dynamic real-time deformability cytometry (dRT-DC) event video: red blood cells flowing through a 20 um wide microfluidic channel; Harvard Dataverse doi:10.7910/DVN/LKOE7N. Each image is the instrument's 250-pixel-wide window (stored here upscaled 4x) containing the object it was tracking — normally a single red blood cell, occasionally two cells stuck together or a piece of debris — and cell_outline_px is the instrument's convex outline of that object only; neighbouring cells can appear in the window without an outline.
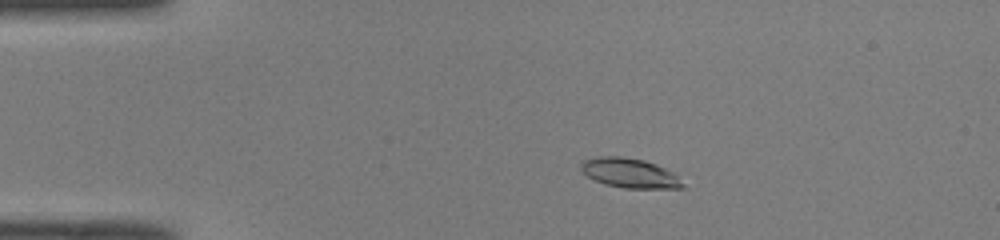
{"species": "common noctule bat (a hibernating species)", "species_latin": "Nyctalus noctula", "temperature_condition": "room temperature", "stored_images_in_passage": 49, "camera_frame_rate_fps": 3000, "um_per_image_px": 0.085, "animal": {"sex": "male", "body_mass_g": 19.0, "forearm_length_mm": 50.8}, "frame": {"image": 1, "passage_image": 9, "time_ms": 2.667, "image_size_px": [1000, 240], "cell_outline_px": [[684, 188], [624, 188], [604, 184], [588, 176], [580, 168], [580, 164], [584, 160], [600, 156], [620, 156], [644, 160], [656, 164], [676, 172], [684, 184]], "centroid_in_image_um": [53.58, 14.71], "position_along_channel_um": 31.4, "area_um2": 17.63}}
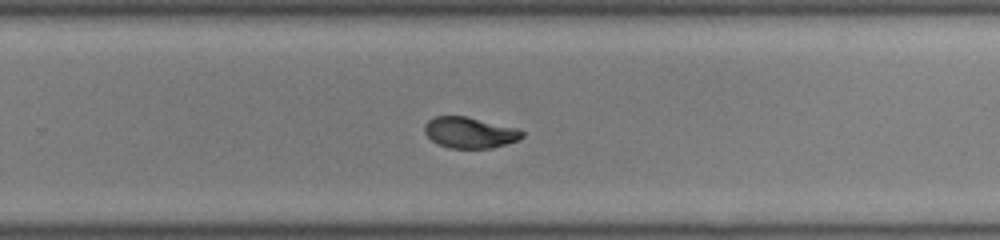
{"frame": {"image": 2, "passage_image": 32, "time_ms": 10.333, "image_size_px": [1000, 240], "cell_outline_px": [[524, 136], [520, 140], [492, 148], [448, 148], [436, 144], [424, 132], [424, 124], [428, 120], [436, 116], [464, 116], [516, 128], [524, 132]], "centroid_in_image_um": [39.91, 11.28], "position_along_channel_um": 289.9, "area_um2": 17.63}}
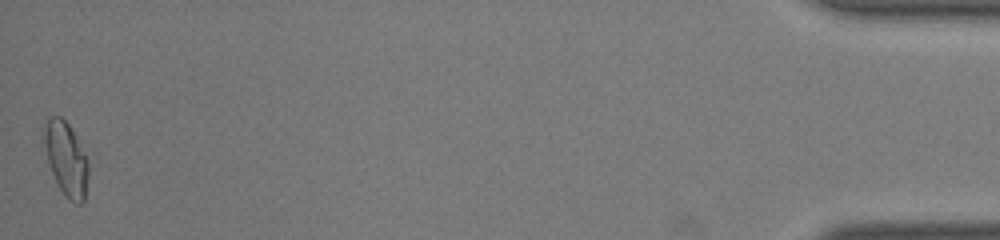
{"frame": {"image": 3, "passage_image": 49, "time_ms": 16.0, "image_size_px": [1000, 240], "cell_outline_px": [[88, 176], [84, 200], [80, 204], [76, 204], [68, 200], [64, 196], [52, 172], [48, 160], [44, 144], [44, 128], [48, 116], [60, 116], [68, 124], [88, 164]], "centroid_in_image_um": [5.6, 13.54], "position_along_channel_um": 429.6, "area_um2": 18.38}, "authors_computed_cell_mechanics": {"area_um2": 18.1492, "velocity_mm_per_s": 4.0844, "shape_relaxation_time_tau1_ms": 8.1016, "shape_relaxation_time_tau2_ms": 2.0607, "deformation_change_tau1": 0.2198, "deformation_change_tau2": 0.059}}